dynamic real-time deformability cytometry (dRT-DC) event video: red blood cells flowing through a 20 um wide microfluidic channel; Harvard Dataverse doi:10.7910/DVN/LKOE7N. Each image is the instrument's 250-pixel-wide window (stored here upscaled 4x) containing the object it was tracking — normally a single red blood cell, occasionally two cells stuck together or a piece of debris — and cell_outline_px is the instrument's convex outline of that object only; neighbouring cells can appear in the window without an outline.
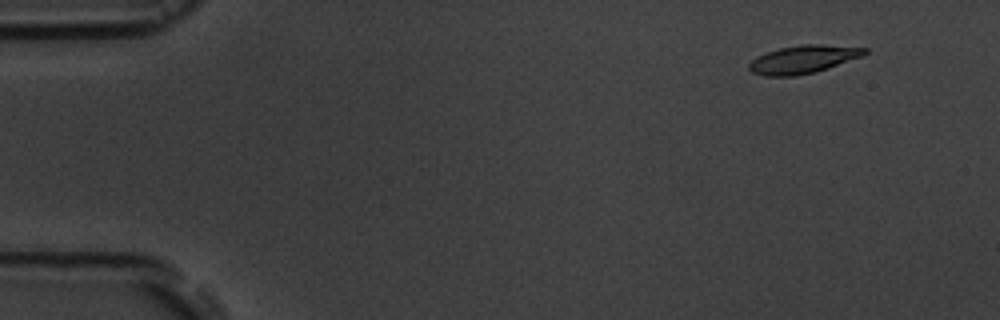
{"species": "common noctule bat (a hibernating species)", "species_latin": "Nyctalus noctula", "temperature_condition": "room temperature", "stored_images_in_passage": 17, "camera_frame_rate_fps": 3000, "um_per_image_px": 0.085, "animal": {"sex": "male", "body_mass_g": 19.5, "forearm_length_mm": 54.6}, "frame": {"image": 1, "passage_image": 2, "time_ms": 1.333, "image_size_px": [1000, 320], "cell_outline_px": [[868, 52], [864, 56], [816, 72], [796, 76], [764, 76], [752, 72], [748, 68], [748, 64], [756, 56], [780, 48], [800, 44], [820, 44], [868, 48]], "centroid_in_image_um": [68.29, 5.05], "position_along_channel_um": 16.7, "area_um2": 19.02}}
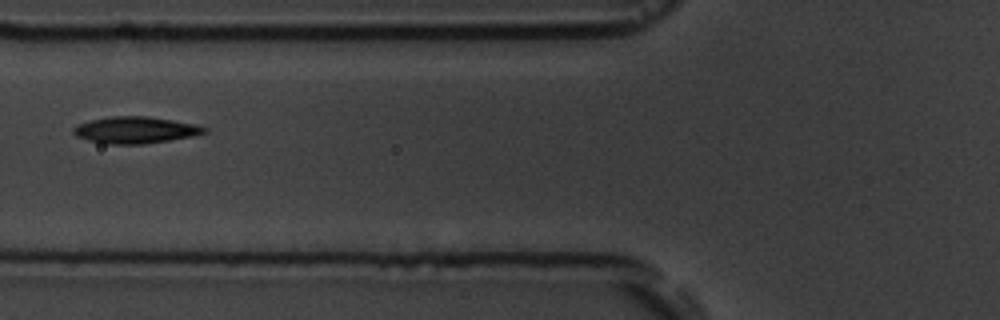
{"frame": {"image": 2, "passage_image": 7, "time_ms": 7.0, "image_size_px": [1000, 320], "cell_outline_px": [[208, 132], [192, 136], [144, 144], [108, 144], [88, 140], [76, 136], [72, 132], [72, 128], [76, 124], [92, 120], [112, 116], [148, 116], [196, 124], [208, 128]], "centroid_in_image_um": [11.5, 11.05], "position_along_channel_um": 114.3, "area_um2": 20.35}}
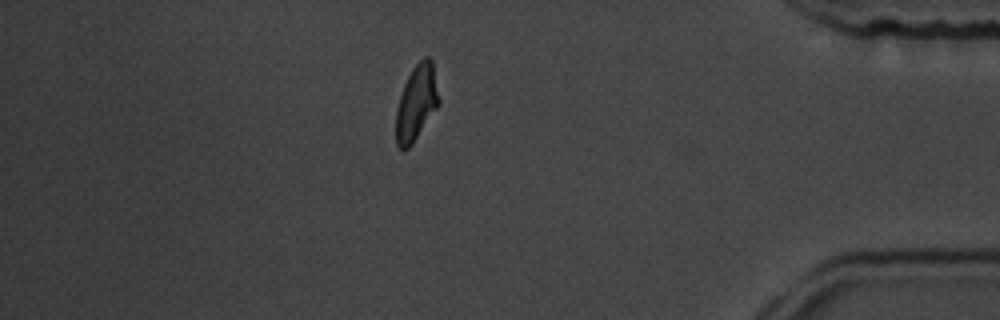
{"frame": {"image": 3, "passage_image": 15, "time_ms": 16.0, "image_size_px": [1000, 320], "cell_outline_px": [[440, 104], [412, 144], [408, 148], [400, 148], [396, 144], [396, 108], [404, 84], [412, 68], [424, 56], [428, 56], [432, 60], [440, 100]], "centroid_in_image_um": [35.41, 8.72], "position_along_channel_um": 399.8, "area_um2": 18.84}, "authors_computed_cell_mechanics": {"area_um2": 19.2474, "velocity_mm_per_s": 3.5879, "shape_relaxation_time_tau1_ms": 4.2384, "shape_relaxation_time_tau2_ms": 2.9925, "deformation_change_tau1": 0.116, "deformation_change_tau2": 0.0667}}